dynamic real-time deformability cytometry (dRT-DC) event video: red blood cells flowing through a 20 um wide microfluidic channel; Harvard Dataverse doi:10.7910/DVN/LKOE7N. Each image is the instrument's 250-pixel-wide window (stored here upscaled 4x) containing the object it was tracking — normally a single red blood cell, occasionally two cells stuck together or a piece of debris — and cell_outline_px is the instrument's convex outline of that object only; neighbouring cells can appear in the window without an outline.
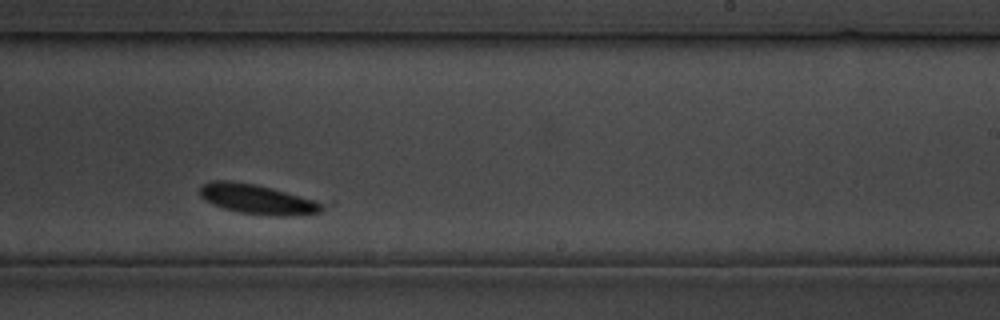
{"species": "common noctule bat (a hibernating species)", "species_latin": "Nyctalus noctula", "temperature_condition": "cold", "stored_images_in_passage": 23, "camera_frame_rate_fps": 3000, "um_per_image_px": 0.085, "animal": {"sex": "male", "body_mass_g": 19.5, "forearm_length_mm": 54.6}, "frame": {"image": 1, "passage_image": 14, "time_ms": 15.667, "image_size_px": [1000, 320], "cell_outline_px": [[324, 208], [320, 212], [284, 216], [272, 216], [240, 212], [224, 208], [212, 204], [204, 200], [200, 196], [200, 184], [212, 180], [228, 180], [256, 184], [272, 188], [312, 200], [324, 204]], "centroid_in_image_um": [21.78, 16.92], "position_along_channel_um": 267.2, "area_um2": 20.98}}
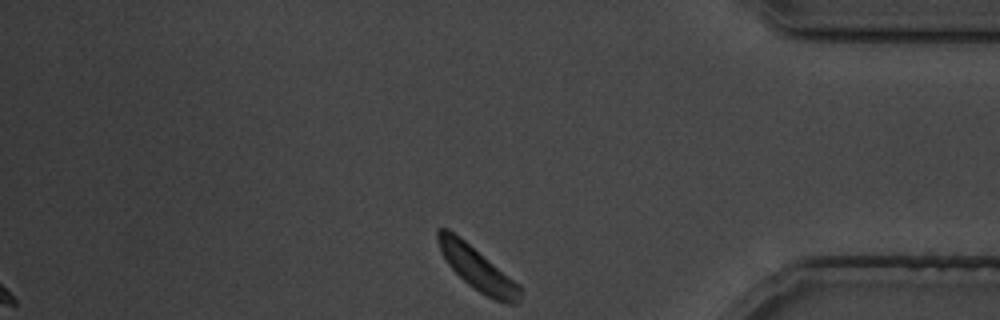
{"frame": {"image": 2, "passage_image": 23, "time_ms": 26.667, "image_size_px": [1000, 320], "cell_outline_px": [[524, 288], [516, 304], [508, 304], [496, 300], [472, 288], [448, 264], [436, 240], [436, 232], [440, 228], [448, 228], [460, 236], [520, 284]], "centroid_in_image_um": [40.6, 22.82], "position_along_channel_um": 394.6, "area_um2": 20.63}}